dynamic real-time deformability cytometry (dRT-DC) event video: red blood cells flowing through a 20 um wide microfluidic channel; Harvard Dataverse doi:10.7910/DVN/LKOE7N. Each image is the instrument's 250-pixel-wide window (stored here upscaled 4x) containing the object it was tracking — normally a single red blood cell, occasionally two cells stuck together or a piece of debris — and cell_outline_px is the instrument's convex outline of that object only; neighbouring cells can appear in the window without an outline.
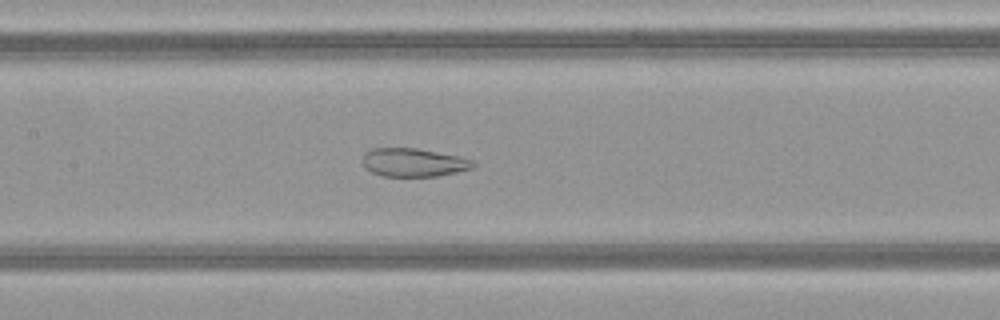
{"species": "common noctule bat (a hibernating species)", "species_latin": "Nyctalus noctula", "temperature_condition": "warm", "stored_images_in_passage": 51, "camera_frame_rate_fps": 3000, "um_per_image_px": 0.085, "animal": {"sex": "female", "body_mass_g": 21.9}, "frame": {"image": 1, "passage_image": 24, "time_ms": 7.667, "image_size_px": [1000, 320], "cell_outline_px": [[476, 164], [472, 168], [456, 172], [436, 176], [384, 176], [372, 172], [364, 168], [364, 152], [372, 148], [416, 148], [460, 156], [476, 160]], "centroid_in_image_um": [35.18, 13.8], "position_along_channel_um": 172.2, "area_um2": 18.32}}
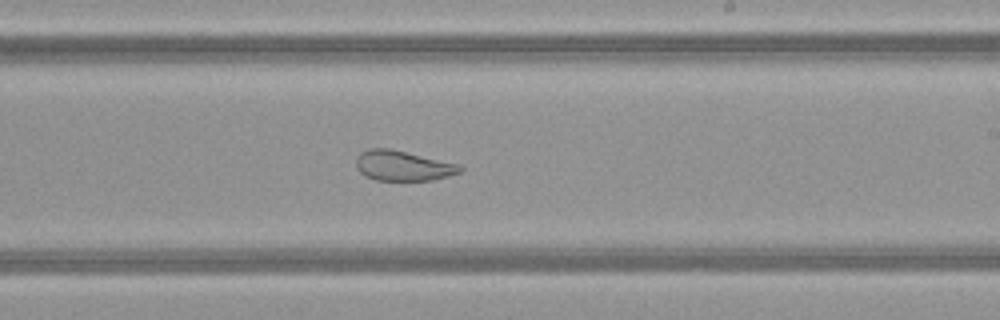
{"frame": {"image": 2, "passage_image": 30, "time_ms": 9.667, "image_size_px": [1000, 320], "cell_outline_px": [[464, 168], [460, 172], [448, 176], [432, 180], [376, 180], [364, 176], [356, 168], [356, 156], [360, 152], [368, 148], [392, 148], [460, 164]], "centroid_in_image_um": [34.23, 14.07], "position_along_channel_um": 254.8, "area_um2": 18.55}}
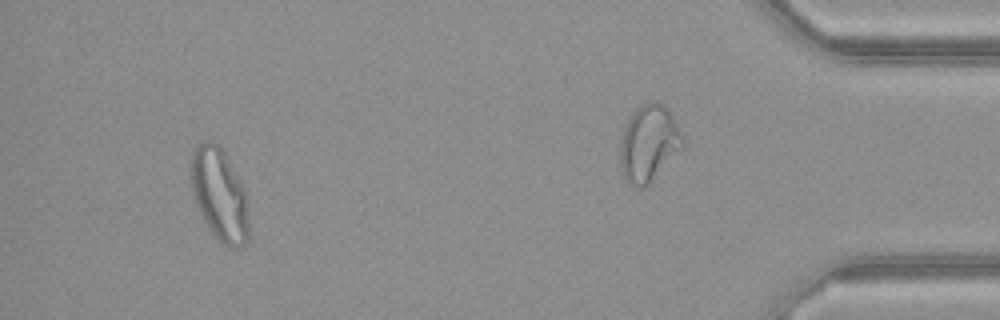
{"frame": {"image": 3, "passage_image": 47, "time_ms": 15.333, "image_size_px": [1000, 320], "cell_outline_px": [[248, 240], [240, 248], [232, 248], [224, 244], [212, 232], [204, 220], [200, 212], [192, 192], [192, 152], [196, 144], [204, 140], [208, 140], [216, 144], [224, 152], [244, 188], [248, 224]], "centroid_in_image_um": [18.65, 16.53], "position_along_channel_um": 416.5, "area_um2": 30.46}, "authors_computed_cell_mechanics": {"area_um2": 28.0908, "velocity_mm_per_s": 4.1343, "shape_relaxation_time_tau1_ms": null, "shape_relaxation_time_tau2_ms": 1.1041, "deformation_change_tau1": null, "deformation_change_tau2": 0.0893}}